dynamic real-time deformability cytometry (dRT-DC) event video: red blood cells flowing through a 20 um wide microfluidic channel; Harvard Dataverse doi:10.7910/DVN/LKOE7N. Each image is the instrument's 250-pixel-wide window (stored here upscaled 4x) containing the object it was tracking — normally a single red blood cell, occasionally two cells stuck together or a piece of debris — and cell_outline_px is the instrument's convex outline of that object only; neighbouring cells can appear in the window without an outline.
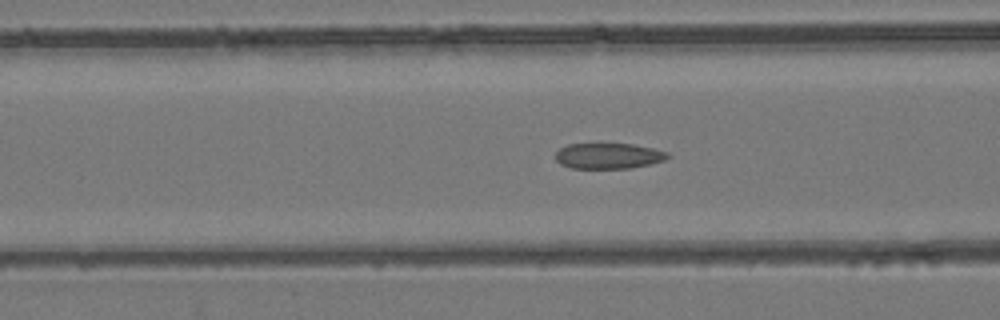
{"species": "common noctule bat (a hibernating species)", "species_latin": "Nyctalus noctula", "temperature_condition": "room temperature", "stored_images_in_passage": 54, "camera_frame_rate_fps": 3000, "um_per_image_px": 0.085, "animal": {"sex": "female", "body_mass_g": 24.6, "forearm_length_mm": 56.2}, "frame": {"image": 1, "passage_image": 22, "time_ms": 7.0, "image_size_px": [1000, 320], "cell_outline_px": [[672, 156], [664, 160], [632, 168], [572, 168], [560, 164], [556, 160], [556, 152], [560, 148], [568, 144], [632, 144], [652, 148], [668, 152]], "centroid_in_image_um": [51.72, 13.25], "position_along_channel_um": 114.9, "area_um2": 16.7}}
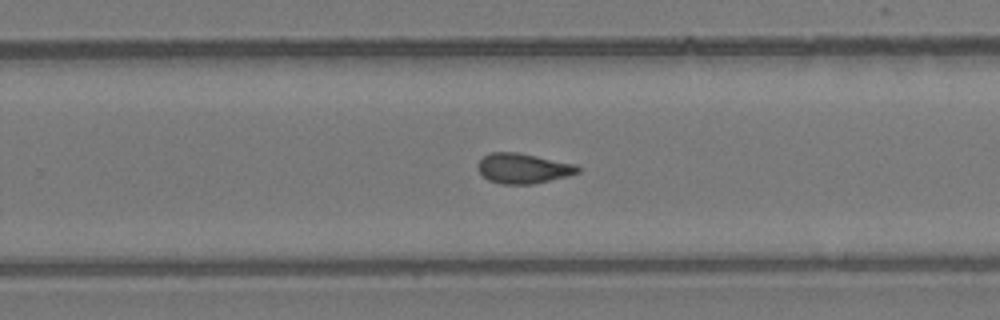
{"frame": {"image": 2, "passage_image": 35, "time_ms": 11.333, "image_size_px": [1000, 320], "cell_outline_px": [[580, 172], [568, 176], [532, 184], [500, 184], [488, 180], [476, 168], [476, 164], [484, 156], [492, 152], [516, 152], [576, 164], [580, 168]], "centroid_in_image_um": [44.45, 14.31], "position_along_channel_um": 285.3, "area_um2": 17.51}}
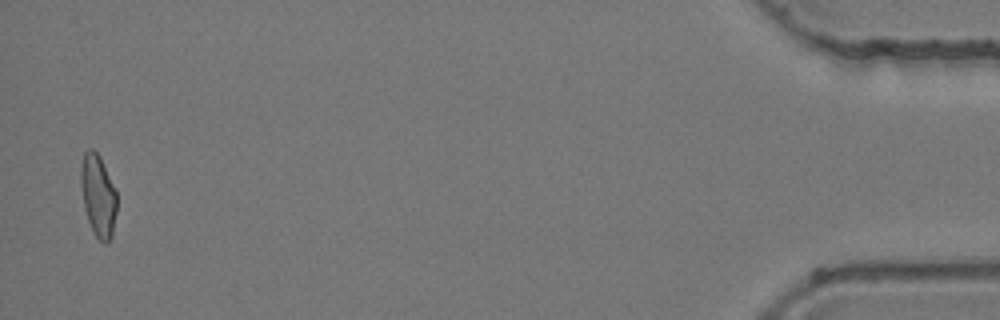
{"frame": {"image": 3, "passage_image": 53, "time_ms": 17.333, "image_size_px": [1000, 320], "cell_outline_px": [[116, 212], [112, 236], [108, 244], [104, 244], [92, 232], [84, 208], [80, 184], [80, 168], [84, 152], [88, 148], [92, 148], [100, 156], [116, 192]], "centroid_in_image_um": [8.32, 16.64], "position_along_channel_um": 426.9, "area_um2": 17.34}, "authors_computed_cell_mechanics": {"area_um2": 17.6001, "velocity_mm_per_s": 3.9368, "shape_relaxation_time_tau1_ms": null, "shape_relaxation_time_tau2_ms": 1.6127, "deformation_change_tau1": null, "deformation_change_tau2": 0.0794}}